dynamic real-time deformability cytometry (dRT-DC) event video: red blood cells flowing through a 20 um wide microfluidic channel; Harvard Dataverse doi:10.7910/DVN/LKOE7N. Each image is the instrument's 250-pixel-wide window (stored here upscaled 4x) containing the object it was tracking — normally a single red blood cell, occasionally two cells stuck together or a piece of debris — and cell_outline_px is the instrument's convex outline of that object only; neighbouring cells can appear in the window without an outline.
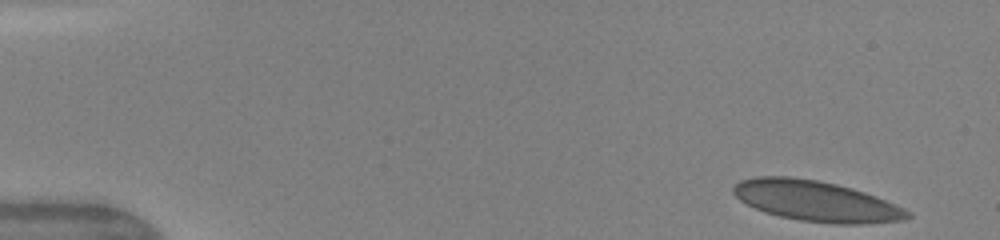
{"species": "human", "species_latin": "Homo sapiens", "temperature_condition": "warm", "stored_images_in_passage": 46, "camera_frame_rate_fps": 3000, "um_per_image_px": 0.085, "donor": {"sex": "female"}, "frame": {"image": 1, "passage_image": 1, "time_ms": 0.0, "image_size_px": [1000, 240], "cell_outline_px": [[912, 216], [904, 220], [860, 224], [836, 224], [800, 220], [780, 216], [764, 212], [740, 200], [732, 192], [732, 188], [740, 180], [756, 176], [792, 176], [816, 180], [836, 184], [852, 188], [876, 196], [896, 204], [912, 212]], "centroid_in_image_um": [69.39, 17.09], "position_along_channel_um": 15.6, "area_um2": 41.15}}
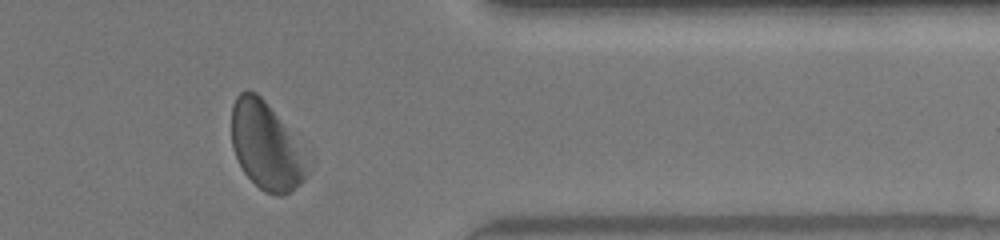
{"frame": {"image": 2, "passage_image": 38, "time_ms": 12.333, "image_size_px": [1000, 240], "cell_outline_px": [[312, 168], [304, 180], [300, 184], [284, 196], [276, 196], [264, 192], [244, 172], [232, 148], [232, 104], [236, 96], [240, 92], [256, 92], [264, 100], [312, 156]], "centroid_in_image_um": [22.71, 12.46], "position_along_channel_um": 388.7, "area_um2": 39.42}}
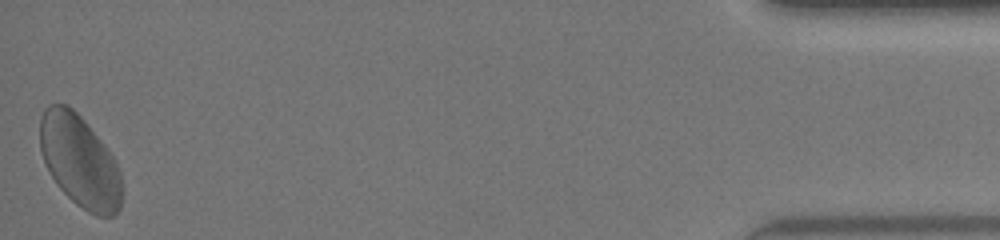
{"frame": {"image": 3, "passage_image": 46, "time_ms": 15.0, "image_size_px": [1000, 240], "cell_outline_px": [[120, 208], [112, 216], [96, 216], [88, 212], [76, 204], [56, 184], [44, 160], [40, 148], [40, 116], [44, 108], [48, 104], [68, 104], [84, 120], [100, 140], [112, 156], [120, 172]], "centroid_in_image_um": [6.74, 13.68], "position_along_channel_um": 428.5, "area_um2": 43.41}, "authors_computed_cell_mechanics": {"area_um2": 39.882, "velocity_mm_per_s": 4.127, "shape_relaxation_time_tau1_ms": 1.8905, "shape_relaxation_time_tau2_ms": 0.4922, "deformation_change_tau1": 0.0875, "deformation_change_tau2": 0.042}}